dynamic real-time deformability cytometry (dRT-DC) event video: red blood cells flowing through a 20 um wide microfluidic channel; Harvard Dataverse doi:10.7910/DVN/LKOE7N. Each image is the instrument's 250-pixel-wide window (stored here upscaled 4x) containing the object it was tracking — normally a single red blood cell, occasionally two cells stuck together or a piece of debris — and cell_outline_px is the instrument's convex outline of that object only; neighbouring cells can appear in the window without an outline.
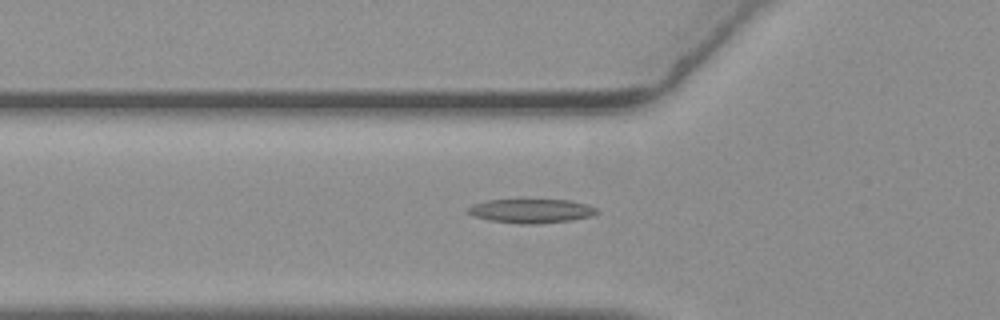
{"species": "common noctule bat (a hibernating species)", "species_latin": "Nyctalus noctula", "temperature_condition": "warm", "stored_images_in_passage": 39, "camera_frame_rate_fps": 3000, "um_per_image_px": 0.085, "animal": {"sex": "female", "body_mass_g": 19.3, "forearm_length_mm": 54.1}, "frame": {"image": 1, "passage_image": 5, "time_ms": 1.333, "image_size_px": [1000, 320], "cell_outline_px": [[596, 212], [592, 216], [568, 220], [536, 224], [520, 224], [488, 220], [472, 216], [464, 208], [472, 204], [488, 200], [568, 200], [588, 204], [596, 208]], "centroid_in_image_um": [45.08, 17.93], "position_along_channel_um": 80.7, "area_um2": 18.03}}
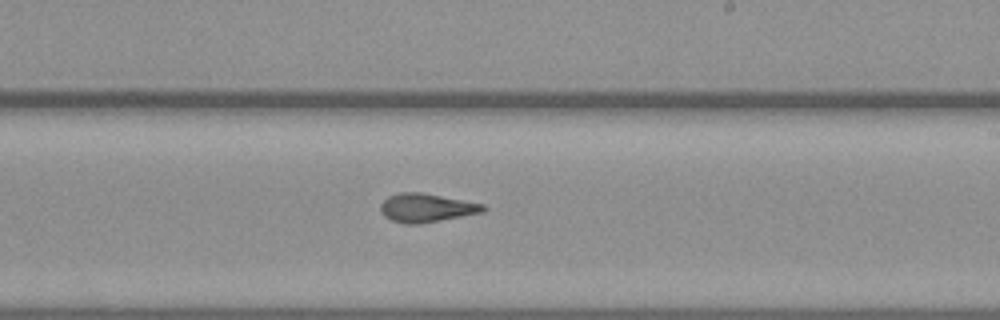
{"frame": {"image": 2, "passage_image": 19, "time_ms": 6.0, "image_size_px": [1000, 320], "cell_outline_px": [[488, 208], [484, 212], [440, 220], [416, 224], [408, 224], [392, 220], [384, 216], [380, 212], [380, 204], [388, 196], [400, 192], [420, 192], [484, 204]], "centroid_in_image_um": [36.23, 17.66], "position_along_channel_um": 252.8, "area_um2": 16.99}}
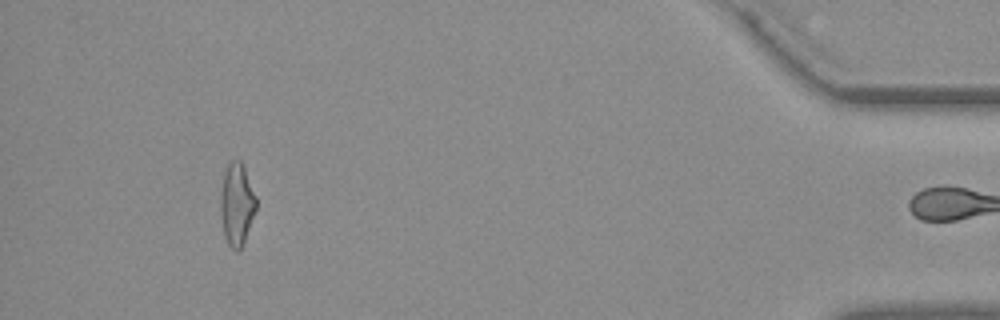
{"frame": {"image": 3, "passage_image": 38, "time_ms": 12.333, "image_size_px": [1000, 320], "cell_outline_px": [[256, 208], [244, 240], [240, 248], [236, 252], [228, 244], [224, 236], [220, 212], [220, 192], [224, 172], [228, 164], [232, 160], [240, 160], [244, 164], [256, 196]], "centroid_in_image_um": [20.11, 17.31], "position_along_channel_um": 415.1, "area_um2": 17.11}, "authors_computed_cell_mechanics": {"area_um2": 16.7042, "velocity_mm_per_s": 3.6723, "shape_relaxation_time_tau1_ms": null, "shape_relaxation_time_tau2_ms": 3.8887, "deformation_change_tau1": null, "deformation_change_tau2": 0.1119}}